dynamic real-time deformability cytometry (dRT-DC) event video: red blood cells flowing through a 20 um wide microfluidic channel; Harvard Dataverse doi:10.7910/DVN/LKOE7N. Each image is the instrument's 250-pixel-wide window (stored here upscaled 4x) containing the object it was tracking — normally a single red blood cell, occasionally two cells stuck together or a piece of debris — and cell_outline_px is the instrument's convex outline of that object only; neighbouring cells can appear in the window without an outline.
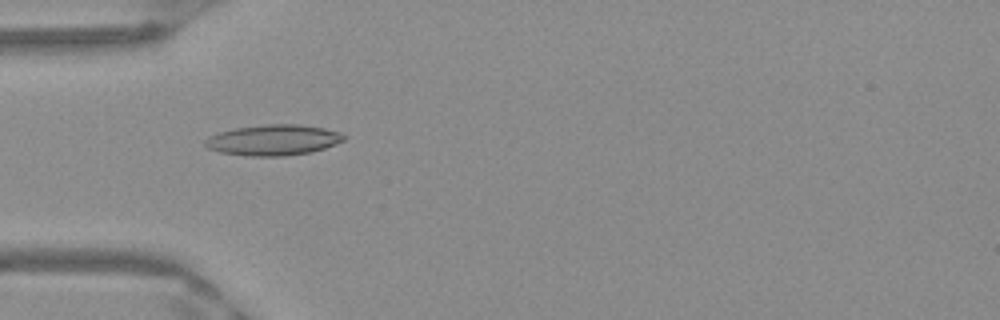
{"species": "Egyptian fruit bat (a non-hibernating species)", "species_latin": "Rousettus aegyptiacus", "temperature_condition": "warm", "stored_images_in_passage": 38, "camera_frame_rate_fps": 3000, "um_per_image_px": 0.085, "frame": {"image": 1, "passage_image": 3, "time_ms": 0.667, "image_size_px": [1000, 320], "cell_outline_px": [[344, 140], [336, 144], [312, 152], [284, 156], [244, 156], [220, 152], [208, 148], [204, 144], [204, 140], [208, 136], [220, 132], [236, 128], [268, 124], [296, 124], [324, 128], [340, 132], [344, 136]], "centroid_in_image_um": [23.21, 11.91], "position_along_channel_um": 61.8, "area_um2": 24.8}}
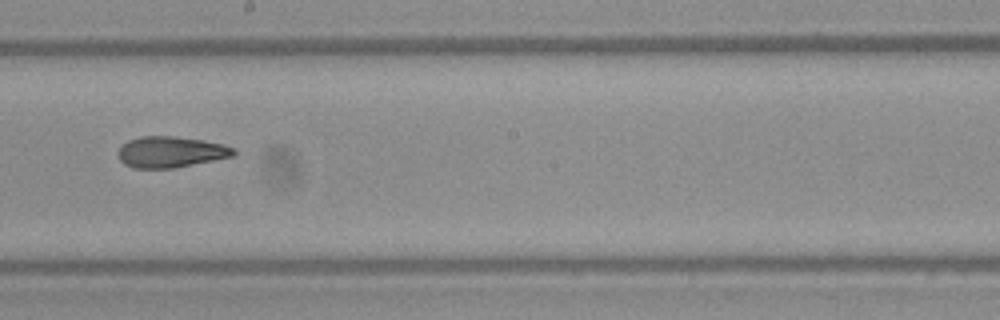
{"frame": {"image": 2, "passage_image": 16, "time_ms": 5.0, "image_size_px": [1000, 320], "cell_outline_px": [[236, 152], [232, 156], [176, 168], [132, 168], [124, 164], [120, 160], [120, 148], [128, 140], [140, 136], [172, 136], [200, 140], [220, 144], [236, 148]], "centroid_in_image_um": [14.5, 12.92], "position_along_channel_um": 233.7, "area_um2": 20.63}}
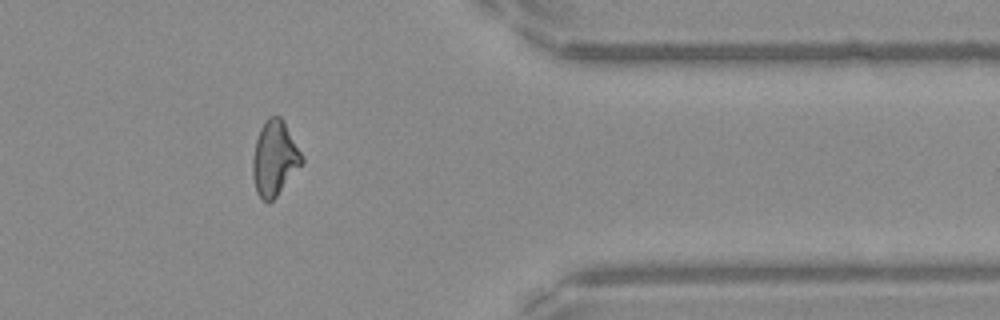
{"frame": {"image": 3, "passage_image": 29, "time_ms": 9.333, "image_size_px": [1000, 320], "cell_outline_px": [[304, 160], [276, 196], [268, 204], [256, 192], [252, 176], [252, 160], [256, 140], [260, 128], [264, 120], [268, 116], [280, 116], [284, 120], [304, 156]], "centroid_in_image_um": [23.33, 13.42], "position_along_channel_um": 388.1, "area_um2": 21.44}, "authors_computed_cell_mechanics": {"area_um2": 21.3571, "velocity_mm_per_s": 3.9875, "shape_relaxation_time_tau1_ms": null, "shape_relaxation_time_tau2_ms": 4.3537, "deformation_change_tau1": null, "deformation_change_tau2": 0.1374}}